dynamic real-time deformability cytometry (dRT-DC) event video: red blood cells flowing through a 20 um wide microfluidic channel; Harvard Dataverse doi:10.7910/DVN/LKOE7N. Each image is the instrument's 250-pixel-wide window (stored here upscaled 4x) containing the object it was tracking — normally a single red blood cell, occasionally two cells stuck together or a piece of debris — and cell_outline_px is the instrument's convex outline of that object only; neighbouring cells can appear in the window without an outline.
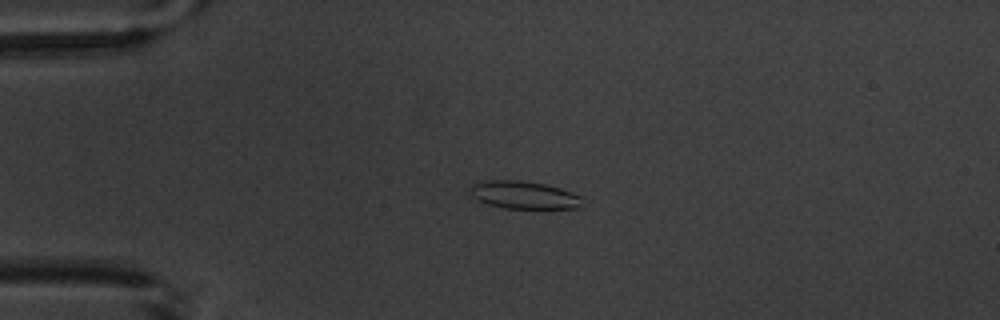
{"species": "common noctule bat (a hibernating species)", "species_latin": "Nyctalus noctula", "temperature_condition": "warm", "stored_images_in_passage": 4, "camera_frame_rate_fps": 3000, "um_per_image_px": 0.085, "animal": {"sex": "male", "body_mass_g": 20.1, "forearm_length_mm": 53.5}, "frame": {"image": 1, "passage_image": 3, "time_ms": 3.333, "image_size_px": [1000, 320], "cell_outline_px": [[584, 196], [580, 208], [504, 208], [488, 204], [476, 200], [472, 196], [468, 188], [476, 180], [520, 180], [544, 184], [560, 188]], "centroid_in_image_um": [44.5, 16.56], "position_along_channel_um": 40.5, "area_um2": 18.44}}